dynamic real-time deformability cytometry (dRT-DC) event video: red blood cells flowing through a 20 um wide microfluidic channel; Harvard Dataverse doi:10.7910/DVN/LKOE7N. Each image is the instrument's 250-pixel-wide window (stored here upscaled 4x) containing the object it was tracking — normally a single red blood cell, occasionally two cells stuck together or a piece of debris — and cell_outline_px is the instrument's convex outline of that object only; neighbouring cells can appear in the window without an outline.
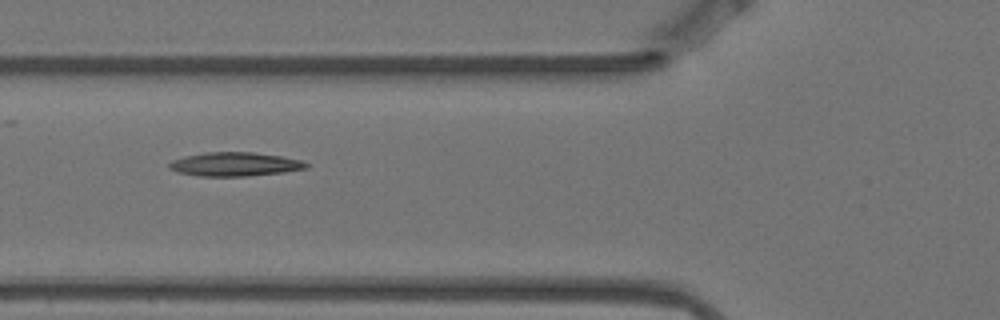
{"species": "Egyptian fruit bat (a non-hibernating species)", "species_latin": "Rousettus aegyptiacus", "temperature_condition": "warm", "stored_images_in_passage": 4, "camera_frame_rate_fps": 3000, "um_per_image_px": 0.085, "animal": {"sex": "female"}, "frame": {"image": 1, "passage_image": 2, "time_ms": 0.333, "image_size_px": [1000, 320], "cell_outline_px": [[308, 168], [284, 172], [248, 176], [196, 176], [176, 172], [168, 168], [168, 164], [172, 160], [184, 156], [204, 152], [252, 152], [280, 156], [300, 160], [308, 164]], "centroid_in_image_um": [19.91, 13.96], "position_along_channel_um": 105.9, "area_um2": 19.13}}
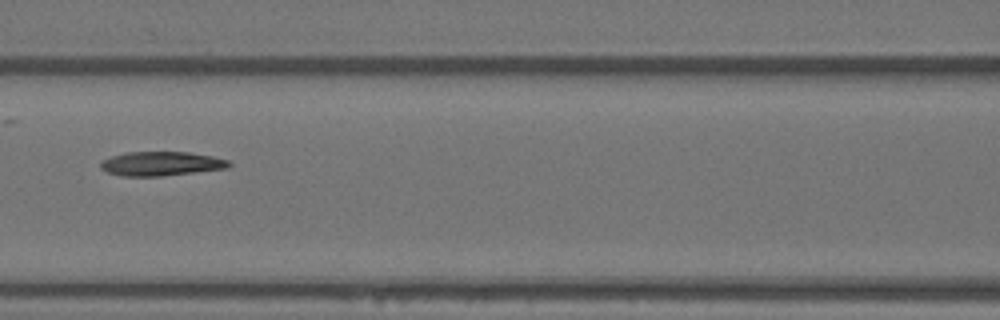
{"frame": {"image": 2, "passage_image": 3, "time_ms": 0.667, "image_size_px": [1000, 320], "cell_outline_px": [[232, 164], [228, 168], [160, 176], [124, 176], [108, 172], [100, 168], [100, 164], [104, 160], [112, 156], [124, 152], [188, 152], [212, 156], [228, 160]], "centroid_in_image_um": [13.71, 13.91], "position_along_channel_um": 152.9, "area_um2": 17.92}}
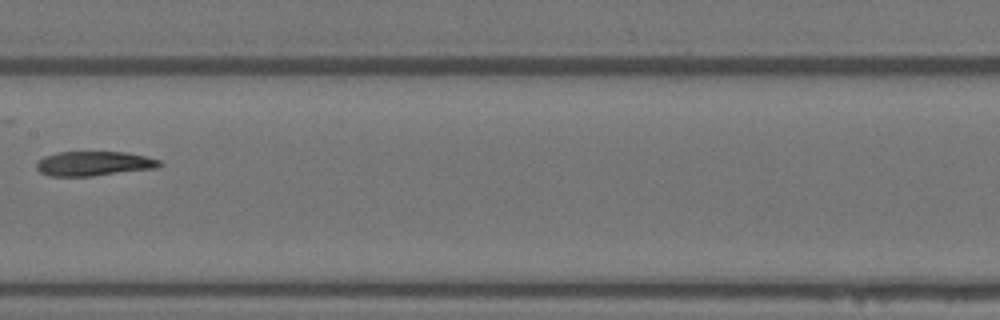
{"frame": {"image": 3, "passage_image": 4, "time_ms": 1.0, "image_size_px": [1000, 320], "cell_outline_px": [[160, 164], [156, 168], [92, 176], [48, 176], [40, 172], [36, 168], [36, 164], [44, 156], [60, 152], [124, 152], [144, 156], [160, 160]], "centroid_in_image_um": [7.94, 13.91], "position_along_channel_um": 199.5, "area_um2": 17.4}}